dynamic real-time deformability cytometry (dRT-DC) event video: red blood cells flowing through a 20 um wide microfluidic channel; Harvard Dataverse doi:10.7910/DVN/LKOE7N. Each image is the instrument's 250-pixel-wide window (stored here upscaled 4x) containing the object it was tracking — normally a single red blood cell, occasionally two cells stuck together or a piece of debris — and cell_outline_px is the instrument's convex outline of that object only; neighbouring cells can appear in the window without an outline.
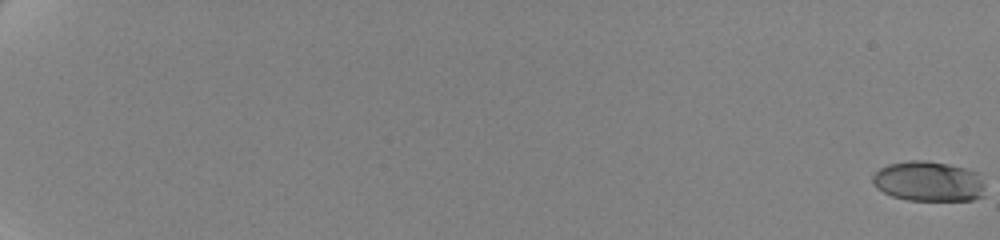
{"species": "human", "species_latin": "Homo sapiens", "temperature_condition": "cold", "stored_images_in_passage": 35, "camera_frame_rate_fps": 3000, "um_per_image_px": 0.085, "donor": {"sex": "female"}, "frame": {"image": 1, "passage_image": 1, "time_ms": 0.0, "image_size_px": [1000, 240], "cell_outline_px": [[984, 196], [972, 200], [908, 200], [892, 196], [876, 188], [872, 180], [872, 176], [880, 168], [888, 164], [908, 160], [928, 160], [968, 168], [980, 172], [984, 184]], "centroid_in_image_um": [78.97, 15.4], "position_along_channel_um": 6.0, "area_um2": 26.7}}
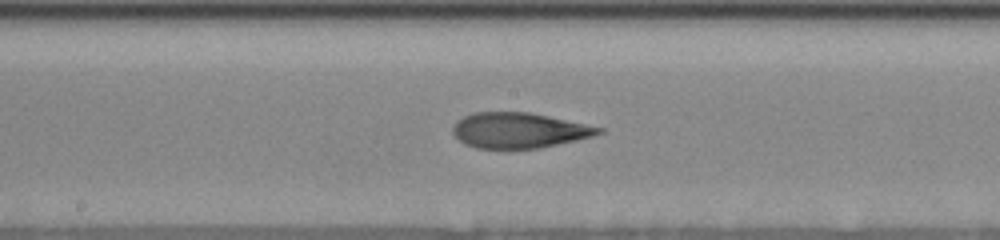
{"frame": {"image": 2, "passage_image": 32, "time_ms": 12.667, "image_size_px": [1000, 240], "cell_outline_px": [[604, 132], [592, 136], [576, 140], [540, 148], [476, 148], [464, 144], [452, 132], [452, 128], [456, 120], [464, 116], [476, 112], [528, 112], [548, 116], [604, 128]], "centroid_in_image_um": [44.09, 11.08], "position_along_channel_um": 204.1, "area_um2": 29.88}}
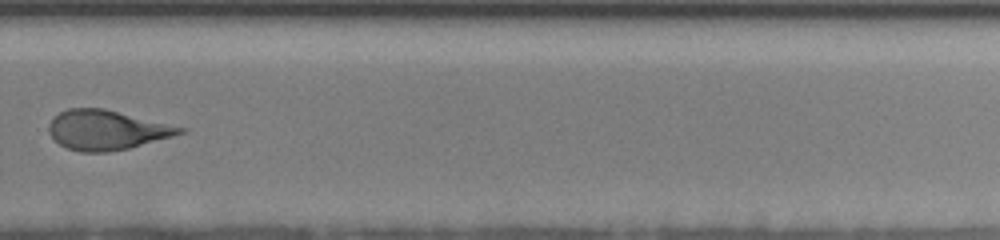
{"frame": {"image": 3, "passage_image": 35, "time_ms": 16.0, "image_size_px": [1000, 240], "cell_outline_px": [[188, 132], [128, 148], [108, 152], [80, 152], [68, 148], [60, 144], [48, 132], [48, 124], [60, 112], [68, 108], [104, 108], [188, 128]], "centroid_in_image_um": [9.1, 11.04], "position_along_channel_um": 320.7, "area_um2": 30.23}}